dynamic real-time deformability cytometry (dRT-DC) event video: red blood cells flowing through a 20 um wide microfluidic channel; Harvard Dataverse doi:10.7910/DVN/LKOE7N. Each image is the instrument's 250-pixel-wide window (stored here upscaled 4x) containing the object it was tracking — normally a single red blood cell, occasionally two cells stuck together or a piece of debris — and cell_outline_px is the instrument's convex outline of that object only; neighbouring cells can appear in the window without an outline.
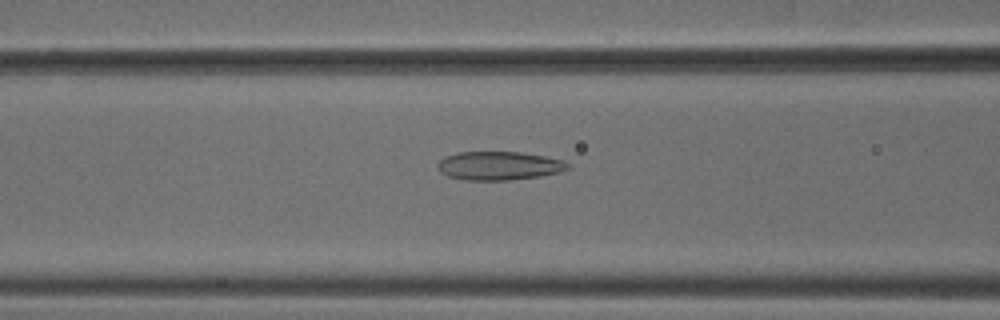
{"species": "common noctule bat (a hibernating species)", "species_latin": "Nyctalus noctula", "temperature_condition": "cold", "stored_images_in_passage": 40, "camera_frame_rate_fps": 3000, "um_per_image_px": 0.085, "animal": {"sex": "male", "body_mass_g": 18.8}, "frame": {"image": 1, "passage_image": 9, "time_ms": 2.667, "image_size_px": [1000, 320], "cell_outline_px": [[568, 168], [560, 172], [540, 176], [508, 180], [464, 180], [448, 176], [440, 172], [436, 168], [436, 164], [444, 156], [456, 152], [520, 152], [544, 156], [564, 160], [568, 164]], "centroid_in_image_um": [42.36, 14.08], "position_along_channel_um": 124.2, "area_um2": 21.79}}
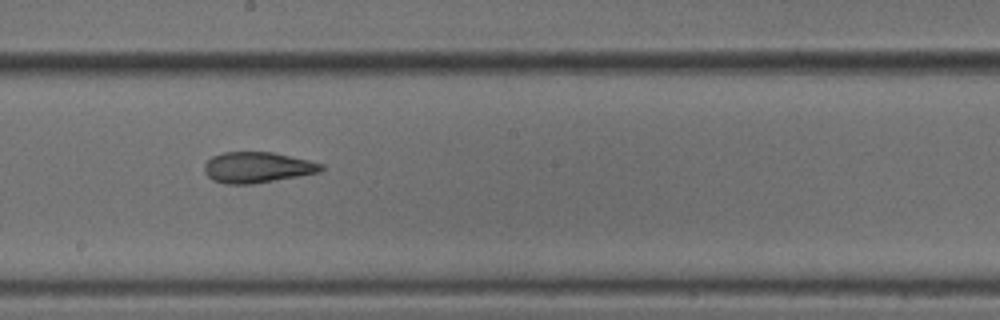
{"frame": {"image": 2, "passage_image": 17, "time_ms": 5.333, "image_size_px": [1000, 320], "cell_outline_px": [[324, 168], [320, 172], [252, 184], [224, 184], [212, 180], [204, 172], [204, 164], [212, 156], [224, 152], [272, 152], [308, 160], [324, 164]], "centroid_in_image_um": [21.84, 14.23], "position_along_channel_um": 226.4, "area_um2": 20.92}}
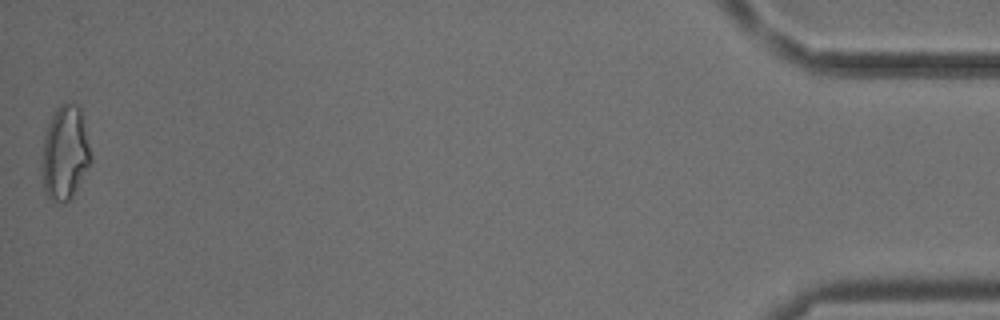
{"frame": {"image": 3, "passage_image": 40, "time_ms": 13.0, "image_size_px": [1000, 320], "cell_outline_px": [[92, 160], [72, 196], [64, 204], [52, 200], [44, 192], [40, 160], [44, 136], [48, 124], [56, 108], [64, 100], [80, 104], [92, 156]], "centroid_in_image_um": [5.51, 12.95], "position_along_channel_um": 429.7, "area_um2": 27.4}, "authors_computed_cell_mechanics": {"area_um2": 21.964, "velocity_mm_per_s": 3.8266, "shape_relaxation_time_tau1_ms": null, "shape_relaxation_time_tau2_ms": 2.5433, "deformation_change_tau1": null, "deformation_change_tau2": 0.114}}